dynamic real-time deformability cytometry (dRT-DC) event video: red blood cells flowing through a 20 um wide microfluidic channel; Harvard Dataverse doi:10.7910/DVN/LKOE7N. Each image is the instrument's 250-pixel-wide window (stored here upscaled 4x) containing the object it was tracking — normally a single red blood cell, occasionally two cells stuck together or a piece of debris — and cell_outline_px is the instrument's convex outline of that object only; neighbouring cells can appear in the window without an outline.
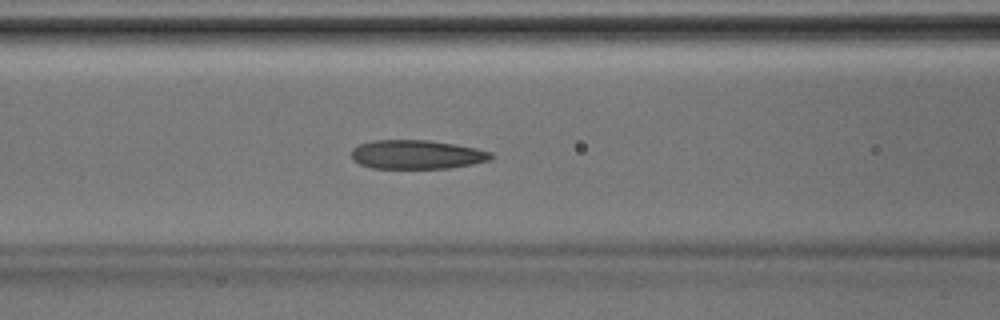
{"species": "Egyptian fruit bat (a non-hibernating species)", "species_latin": "Rousettus aegyptiacus", "temperature_condition": "room temperature", "stored_images_in_passage": 41, "camera_frame_rate_fps": 3000, "um_per_image_px": 0.085, "animal": {"sex": "male"}, "frame": {"image": 1, "passage_image": 16, "time_ms": 5.0, "image_size_px": [1000, 320], "cell_outline_px": [[496, 156], [488, 160], [472, 164], [448, 168], [372, 168], [360, 164], [352, 160], [352, 148], [360, 144], [372, 140], [428, 140], [476, 148], [492, 152]], "centroid_in_image_um": [35.42, 13.13], "position_along_channel_um": 131.2, "area_um2": 23.52}}
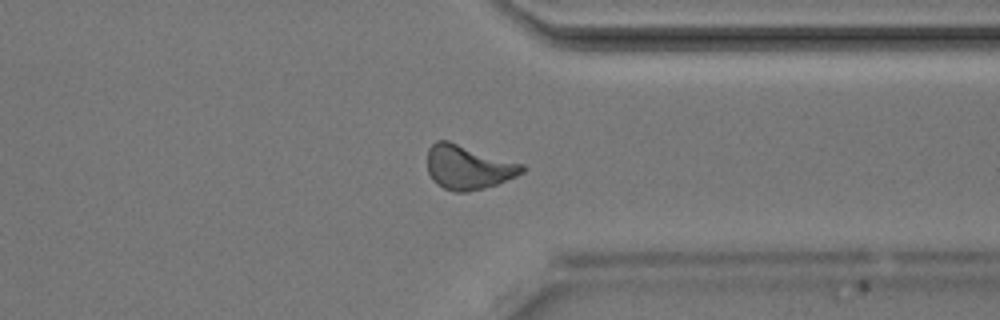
{"frame": {"image": 2, "passage_image": 31, "time_ms": 10.0, "image_size_px": [1000, 320], "cell_outline_px": [[524, 172], [516, 176], [496, 184], [484, 188], [468, 192], [452, 192], [436, 184], [432, 180], [428, 172], [428, 148], [436, 140], [448, 140], [524, 164]], "centroid_in_image_um": [39.78, 14.21], "position_along_channel_um": 371.6, "area_um2": 24.51}}
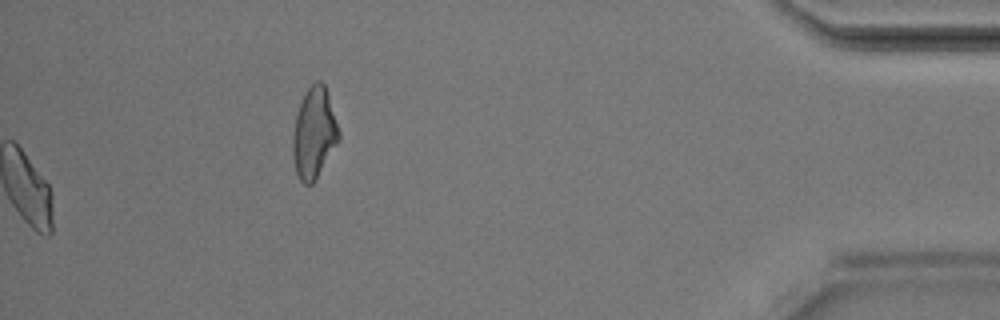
{"frame": {"image": 3, "passage_image": 41, "time_ms": 13.333, "image_size_px": [1000, 320], "cell_outline_px": [[340, 136], [312, 184], [304, 184], [300, 180], [296, 172], [292, 156], [292, 136], [296, 116], [304, 92], [316, 80], [320, 80], [324, 84], [340, 132]], "centroid_in_image_um": [26.66, 11.29], "position_along_channel_um": 408.5, "area_um2": 23.81}}